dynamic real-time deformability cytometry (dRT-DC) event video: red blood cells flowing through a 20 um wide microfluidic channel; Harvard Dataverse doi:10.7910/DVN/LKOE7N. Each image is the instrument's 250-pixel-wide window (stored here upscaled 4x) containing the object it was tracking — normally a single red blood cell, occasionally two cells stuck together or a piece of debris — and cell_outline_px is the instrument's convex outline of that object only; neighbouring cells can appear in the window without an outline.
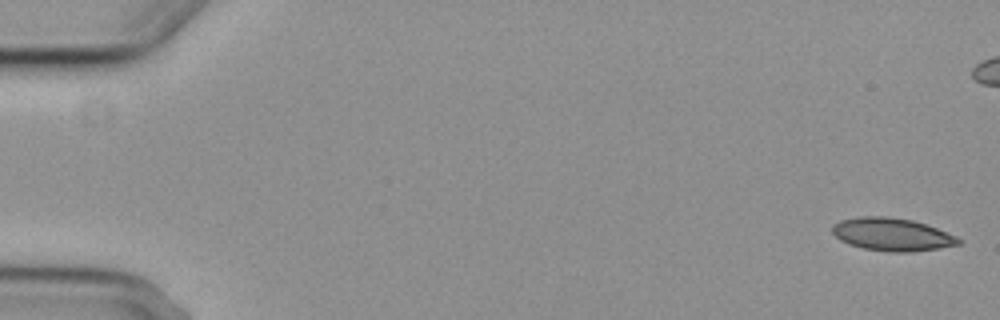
{"species": "common noctule bat (a hibernating species)", "species_latin": "Nyctalus noctula", "temperature_condition": "cold", "stored_images_in_passage": 5, "camera_frame_rate_fps": 3000, "um_per_image_px": 0.085, "animal": {"sex": "female", "body_mass_g": 29.2, "forearm_length_mm": 56.3}, "frame": {"image": 1, "passage_image": 1, "time_ms": 0.0, "image_size_px": [1000, 320], "cell_outline_px": [[964, 240], [960, 244], [940, 248], [912, 252], [888, 252], [864, 248], [848, 244], [840, 240], [832, 232], [832, 224], [840, 220], [860, 216], [888, 216], [912, 220], [936, 228], [956, 236]], "centroid_in_image_um": [75.82, 19.93], "position_along_channel_um": 9.2, "area_um2": 24.28}}